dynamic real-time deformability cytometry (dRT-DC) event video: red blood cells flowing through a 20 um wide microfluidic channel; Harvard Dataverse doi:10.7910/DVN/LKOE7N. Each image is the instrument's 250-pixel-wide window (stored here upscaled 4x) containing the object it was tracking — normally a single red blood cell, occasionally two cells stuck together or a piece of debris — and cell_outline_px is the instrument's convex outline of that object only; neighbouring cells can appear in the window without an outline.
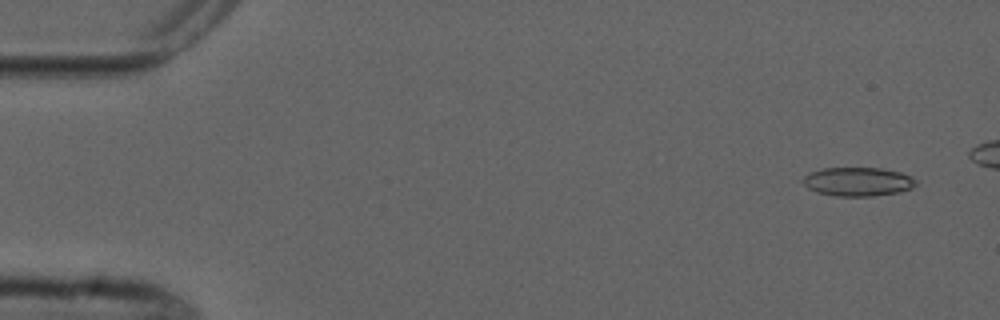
{"species": "common noctule bat (a hibernating species)", "species_latin": "Nyctalus noctula", "temperature_condition": "cold", "stored_images_in_passage": 6, "camera_frame_rate_fps": 3000, "um_per_image_px": 0.085, "animal": {"sex": "male", "forearm_length_mm": 52.5}, "frame": {"image": 1, "passage_image": 1, "time_ms": 0.0, "image_size_px": [1000, 320], "cell_outline_px": [[916, 184], [912, 188], [900, 192], [872, 196], [836, 196], [816, 192], [808, 188], [800, 180], [804, 176], [812, 172], [824, 168], [880, 168], [900, 172], [912, 176], [916, 180]], "centroid_in_image_um": [72.92, 15.44], "position_along_channel_um": 12.1, "area_um2": 19.02}}